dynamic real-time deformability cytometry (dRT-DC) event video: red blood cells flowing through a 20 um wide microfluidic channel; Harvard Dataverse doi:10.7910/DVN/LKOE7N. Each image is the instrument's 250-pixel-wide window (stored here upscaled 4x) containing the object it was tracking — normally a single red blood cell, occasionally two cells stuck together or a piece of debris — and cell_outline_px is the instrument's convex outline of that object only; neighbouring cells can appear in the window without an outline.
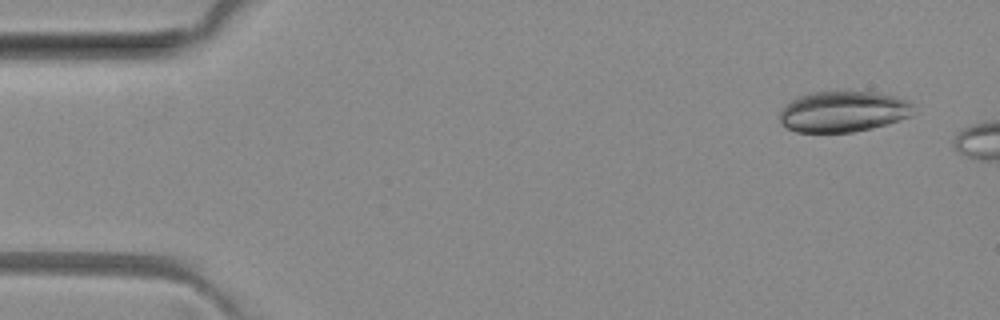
{"species": "common noctule bat (a hibernating species)", "species_latin": "Nyctalus noctula", "temperature_condition": "room temperature", "stored_images_in_passage": 4, "camera_frame_rate_fps": 3000, "um_per_image_px": 0.085, "animal": {"sex": "female", "body_mass_g": 29.2, "forearm_length_mm": 56.3}, "frame": {"image": 1, "passage_image": 1, "time_ms": 0.0, "image_size_px": [1000, 320], "cell_outline_px": [[912, 116], [888, 124], [872, 128], [852, 132], [796, 132], [780, 124], [780, 112], [784, 104], [800, 96], [812, 92], [872, 92], [892, 96], [908, 100], [912, 104]], "centroid_in_image_um": [71.65, 9.5], "position_along_channel_um": 13.3, "area_um2": 31.79}}